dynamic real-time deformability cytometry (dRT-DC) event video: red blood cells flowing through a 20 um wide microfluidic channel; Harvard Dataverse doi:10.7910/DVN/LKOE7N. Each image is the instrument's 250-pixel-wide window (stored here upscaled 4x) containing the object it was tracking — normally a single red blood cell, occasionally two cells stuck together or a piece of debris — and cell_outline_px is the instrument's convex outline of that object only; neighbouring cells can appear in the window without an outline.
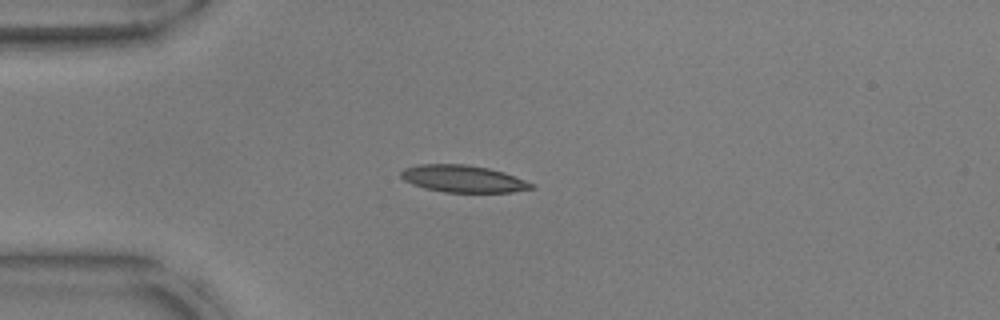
{"species": "common noctule bat (a hibernating species)", "species_latin": "Nyctalus noctula", "temperature_condition": "warm", "stored_images_in_passage": 52, "camera_frame_rate_fps": 3000, "um_per_image_px": 0.085, "animal": {"sex": "male", "body_mass_g": 17.9, "forearm_length_mm": 54.2}, "frame": {"image": 1, "passage_image": 13, "time_ms": 4.0, "image_size_px": [1000, 320], "cell_outline_px": [[536, 188], [512, 192], [444, 192], [424, 188], [412, 184], [404, 180], [400, 176], [400, 172], [404, 168], [416, 164], [464, 164], [488, 168], [504, 172], [536, 184]], "centroid_in_image_um": [39.37, 15.19], "position_along_channel_um": 45.6, "area_um2": 20.75}}
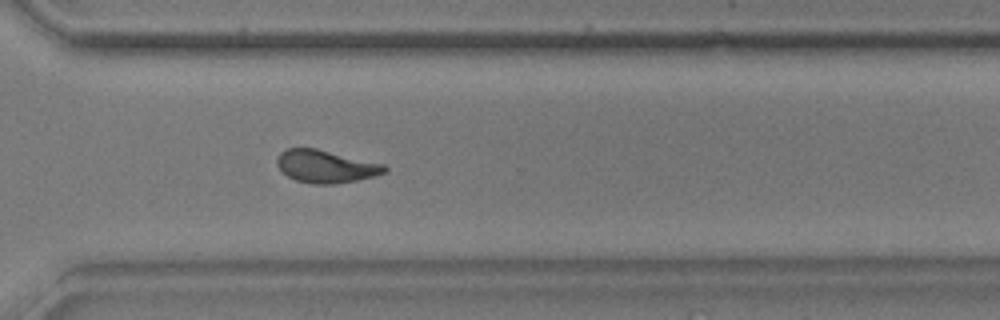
{"frame": {"image": 2, "passage_image": 38, "time_ms": 12.333, "image_size_px": [1000, 320], "cell_outline_px": [[388, 168], [384, 172], [376, 176], [336, 184], [312, 184], [296, 180], [288, 176], [276, 164], [276, 160], [280, 152], [288, 148], [316, 148], [384, 164]], "centroid_in_image_um": [27.69, 14.14], "position_along_channel_um": 342.9, "area_um2": 20.4}}
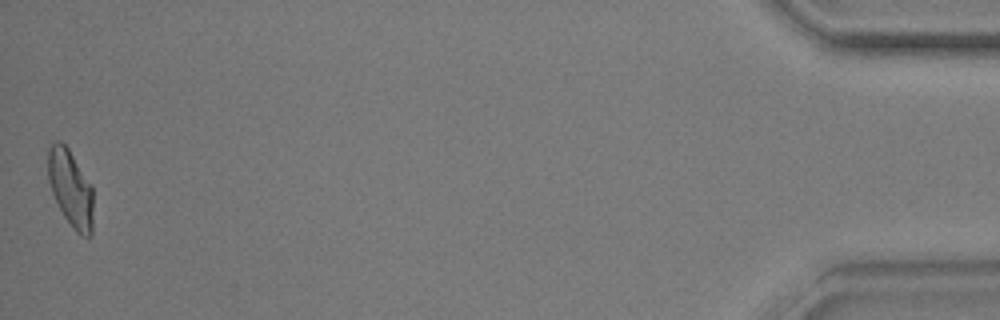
{"frame": {"image": 3, "passage_image": 52, "time_ms": 17.0, "image_size_px": [1000, 320], "cell_outline_px": [[92, 236], [80, 236], [76, 232], [64, 216], [52, 192], [48, 180], [48, 148], [56, 140], [60, 140], [68, 148], [92, 188]], "centroid_in_image_um": [5.99, 16.02], "position_along_channel_um": 429.2, "area_um2": 19.88}, "authors_computed_cell_mechanics": {"area_um2": 20.2878, "velocity_mm_per_s": 3.7882, "shape_relaxation_time_tau1_ms": 5.8546, "shape_relaxation_time_tau2_ms": 2.3591, "deformation_change_tau1": 0.2034, "deformation_change_tau2": 0.107}}